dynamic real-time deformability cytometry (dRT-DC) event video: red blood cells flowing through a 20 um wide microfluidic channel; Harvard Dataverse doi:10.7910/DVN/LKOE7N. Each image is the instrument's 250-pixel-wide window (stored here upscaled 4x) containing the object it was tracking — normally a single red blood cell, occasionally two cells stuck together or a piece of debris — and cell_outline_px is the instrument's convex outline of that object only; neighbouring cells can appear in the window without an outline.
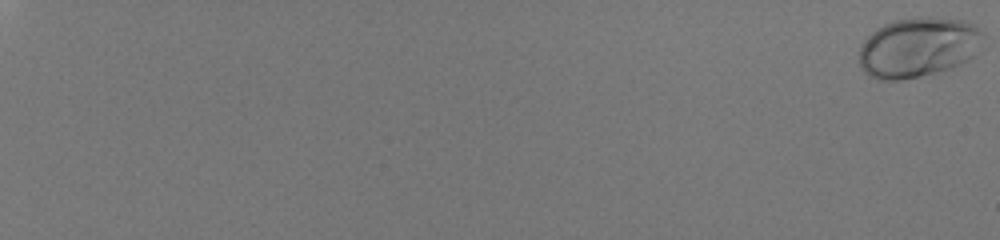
{"species": "human", "species_latin": "Homo sapiens", "temperature_condition": "room temperature", "stored_images_in_passage": 58, "camera_frame_rate_fps": 3000, "um_per_image_px": 0.085, "donor": {"sex": "male"}, "frame": {"image": 1, "passage_image": 1, "time_ms": 0.0, "image_size_px": [1000, 240], "cell_outline_px": [[984, 36], [976, 56], [952, 68], [920, 76], [900, 80], [876, 80], [868, 76], [860, 68], [860, 44], [872, 32], [884, 24], [896, 20], [920, 16], [928, 16], [964, 20], [980, 28], [984, 32]], "centroid_in_image_um": [78.07, 4.02], "position_along_channel_um": 6.9, "area_um2": 43.87}}
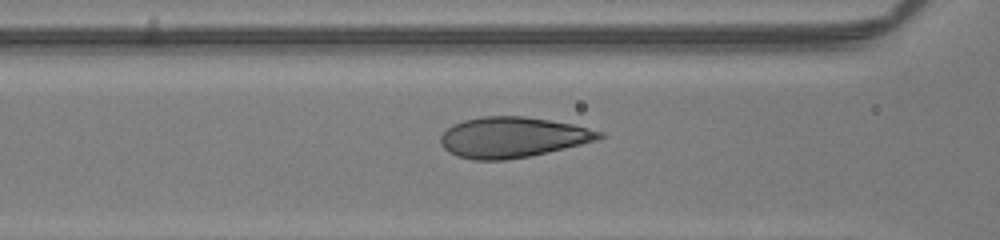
{"frame": {"image": 2, "passage_image": 32, "time_ms": 10.333, "image_size_px": [1000, 240], "cell_outline_px": [[604, 136], [596, 140], [564, 148], [528, 156], [504, 160], [472, 160], [456, 156], [448, 152], [440, 144], [440, 136], [452, 124], [464, 120], [484, 116], [524, 116], [572, 124], [604, 132]], "centroid_in_image_um": [43.52, 11.67], "position_along_channel_um": 123.1, "area_um2": 37.28}}
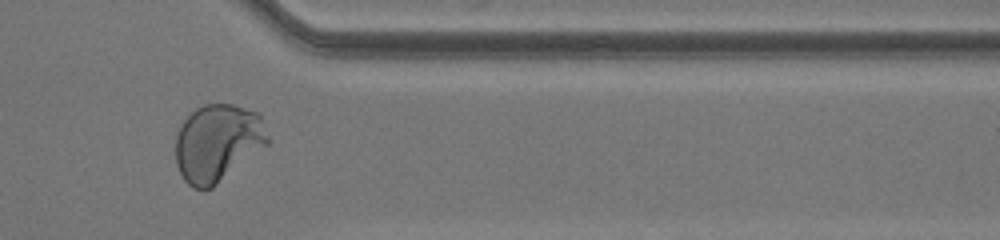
{"frame": {"image": 3, "passage_image": 52, "time_ms": 17.0, "image_size_px": [1000, 240], "cell_outline_px": [[268, 144], [212, 188], [192, 188], [184, 180], [176, 164], [176, 132], [184, 120], [196, 108], [204, 104], [232, 104], [260, 112], [268, 136]], "centroid_in_image_um": [18.5, 12.12], "position_along_channel_um": 392.9, "area_um2": 41.56}, "authors_computed_cell_mechanics": {"area_um2": 37.6856, "velocity_mm_per_s": 4.0729, "shape_relaxation_time_tau1_ms": 3.7905, "shape_relaxation_time_tau2_ms": null, "deformation_change_tau1": 0.1978, "deformation_change_tau2": null}}